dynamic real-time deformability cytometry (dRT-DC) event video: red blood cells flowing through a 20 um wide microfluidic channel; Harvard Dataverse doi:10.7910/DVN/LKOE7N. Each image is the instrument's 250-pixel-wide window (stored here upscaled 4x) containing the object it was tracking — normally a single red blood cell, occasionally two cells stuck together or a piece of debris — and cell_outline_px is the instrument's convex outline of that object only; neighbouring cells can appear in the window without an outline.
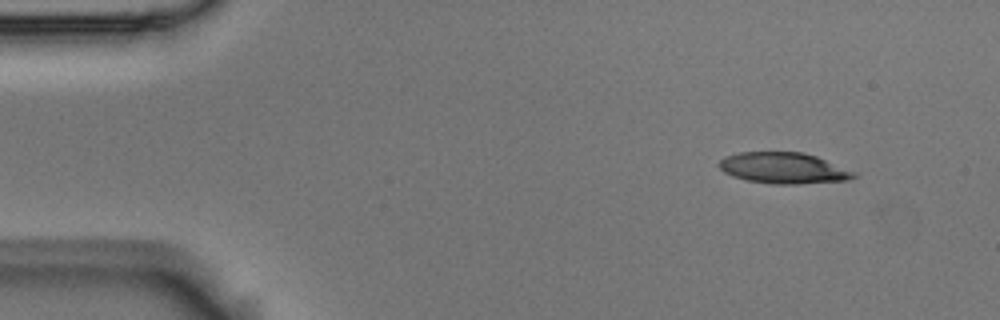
{"species": "Egyptian fruit bat (a non-hibernating species)", "species_latin": "Rousettus aegyptiacus", "temperature_condition": "room temperature", "stored_images_in_passage": 5, "camera_frame_rate_fps": 3000, "um_per_image_px": 0.085, "animal": {"sex": "male"}, "frame": {"image": 1, "passage_image": 1, "time_ms": 0.0, "image_size_px": [1000, 320], "cell_outline_px": [[856, 176], [848, 180], [796, 184], [776, 184], [748, 180], [732, 176], [724, 172], [720, 168], [720, 160], [724, 156], [740, 152], [804, 152], [816, 156], [856, 172]], "centroid_in_image_um": [66.6, 14.28], "position_along_channel_um": 18.4, "area_um2": 24.22}}
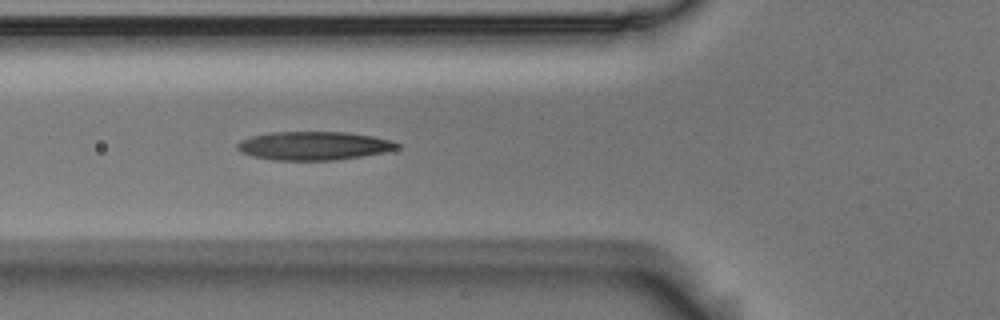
{"frame": {"image": 2, "passage_image": 5, "time_ms": 1.333, "image_size_px": [1000, 320], "cell_outline_px": [[404, 144], [400, 148], [384, 152], [336, 160], [276, 160], [252, 156], [240, 152], [236, 148], [236, 144], [240, 140], [252, 136], [272, 132], [348, 132], [372, 136], [392, 140]], "centroid_in_image_um": [26.7, 12.38], "position_along_channel_um": 99.1, "area_um2": 26.7}}